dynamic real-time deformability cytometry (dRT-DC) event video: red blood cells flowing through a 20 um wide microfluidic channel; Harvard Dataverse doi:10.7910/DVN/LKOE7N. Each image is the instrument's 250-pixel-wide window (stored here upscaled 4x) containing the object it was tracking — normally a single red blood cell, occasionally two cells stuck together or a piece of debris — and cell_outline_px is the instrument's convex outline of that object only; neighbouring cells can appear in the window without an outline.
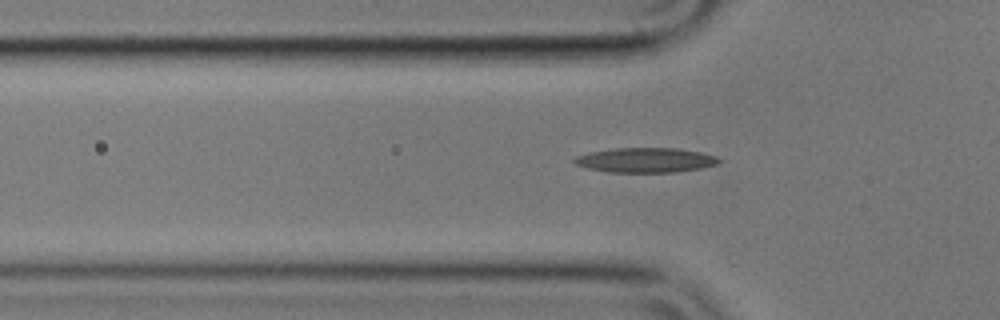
{"species": "common noctule bat (a hibernating species)", "species_latin": "Nyctalus noctula", "temperature_condition": "cold", "stored_images_in_passage": 43, "camera_frame_rate_fps": 3000, "um_per_image_px": 0.085, "animal": {"sex": "male", "body_mass_g": 17.9}, "frame": {"image": 1, "passage_image": 14, "time_ms": 4.333, "image_size_px": [1000, 320], "cell_outline_px": [[720, 164], [700, 168], [676, 172], [608, 172], [588, 168], [576, 164], [572, 160], [576, 156], [588, 152], [616, 148], [676, 148], [700, 152], [716, 156], [720, 160]], "centroid_in_image_um": [54.87, 13.61], "position_along_channel_um": 70.9, "area_um2": 20.81}}
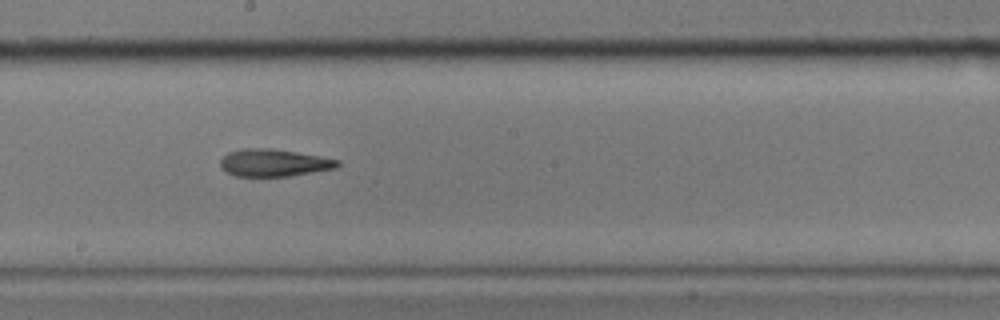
{"frame": {"image": 2, "passage_image": 27, "time_ms": 8.667, "image_size_px": [1000, 320], "cell_outline_px": [[340, 164], [336, 168], [288, 176], [236, 176], [224, 172], [220, 168], [220, 160], [228, 152], [244, 148], [272, 148], [320, 156], [340, 160]], "centroid_in_image_um": [23.24, 13.83], "position_along_channel_um": 225.0, "area_um2": 18.73}}
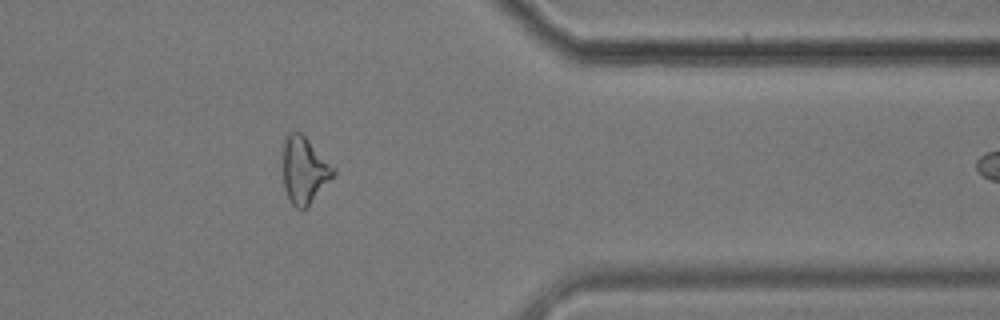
{"frame": {"image": 3, "passage_image": 42, "time_ms": 13.667, "image_size_px": [1000, 320], "cell_outline_px": [[336, 172], [308, 208], [304, 212], [300, 212], [288, 200], [284, 188], [284, 140], [288, 132], [296, 128], [336, 168]], "centroid_in_image_um": [25.86, 14.51], "position_along_channel_um": 385.5, "area_um2": 19.88}}